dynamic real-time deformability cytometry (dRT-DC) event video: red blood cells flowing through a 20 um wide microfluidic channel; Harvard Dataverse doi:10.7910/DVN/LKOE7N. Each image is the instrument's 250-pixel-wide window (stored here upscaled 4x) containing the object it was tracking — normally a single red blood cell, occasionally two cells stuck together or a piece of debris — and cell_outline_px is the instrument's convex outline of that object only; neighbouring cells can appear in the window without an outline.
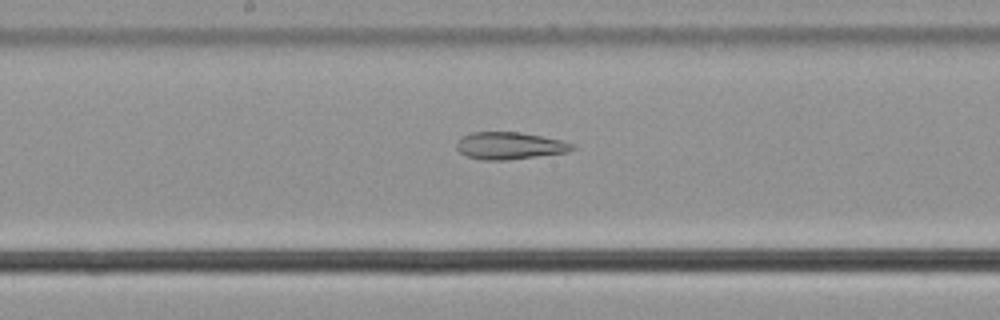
{"species": "common noctule bat (a hibernating species)", "species_latin": "Nyctalus noctula", "temperature_condition": "cold", "stored_images_in_passage": 17, "camera_frame_rate_fps": 3000, "um_per_image_px": 0.085, "animal": {"sex": "male", "body_mass_g": 21.5, "forearm_length_mm": 52.0}, "frame": {"image": 1, "passage_image": 15, "time_ms": 4.667, "image_size_px": [1000, 320], "cell_outline_px": [[576, 148], [568, 152], [508, 160], [480, 160], [468, 156], [460, 152], [456, 148], [456, 140], [472, 132], [520, 132], [560, 140], [576, 144]], "centroid_in_image_um": [43.32, 12.39], "position_along_channel_um": 204.9, "area_um2": 18.38}}